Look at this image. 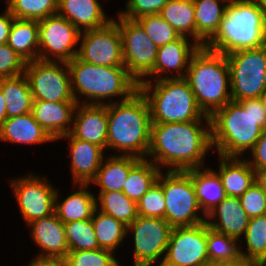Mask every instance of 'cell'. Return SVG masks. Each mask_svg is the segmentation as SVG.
<instances>
[{
	"label": "cell",
	"mask_w": 266,
	"mask_h": 266,
	"mask_svg": "<svg viewBox=\"0 0 266 266\" xmlns=\"http://www.w3.org/2000/svg\"><path fill=\"white\" fill-rule=\"evenodd\" d=\"M211 149L210 120L151 123L146 159L160 169L165 167L168 171H186L202 168Z\"/></svg>",
	"instance_id": "obj_1"
},
{
	"label": "cell",
	"mask_w": 266,
	"mask_h": 266,
	"mask_svg": "<svg viewBox=\"0 0 266 266\" xmlns=\"http://www.w3.org/2000/svg\"><path fill=\"white\" fill-rule=\"evenodd\" d=\"M211 143L224 157H245L266 130V110L259 98L231 101L211 116Z\"/></svg>",
	"instance_id": "obj_2"
},
{
	"label": "cell",
	"mask_w": 266,
	"mask_h": 266,
	"mask_svg": "<svg viewBox=\"0 0 266 266\" xmlns=\"http://www.w3.org/2000/svg\"><path fill=\"white\" fill-rule=\"evenodd\" d=\"M107 150L146 159L150 147L151 116L140 90L130 98L107 104Z\"/></svg>",
	"instance_id": "obj_3"
},
{
	"label": "cell",
	"mask_w": 266,
	"mask_h": 266,
	"mask_svg": "<svg viewBox=\"0 0 266 266\" xmlns=\"http://www.w3.org/2000/svg\"><path fill=\"white\" fill-rule=\"evenodd\" d=\"M67 65L71 92L78 104L106 105L115 102V97H119L118 101L126 100L139 90L125 66H98L77 56Z\"/></svg>",
	"instance_id": "obj_4"
},
{
	"label": "cell",
	"mask_w": 266,
	"mask_h": 266,
	"mask_svg": "<svg viewBox=\"0 0 266 266\" xmlns=\"http://www.w3.org/2000/svg\"><path fill=\"white\" fill-rule=\"evenodd\" d=\"M266 44V19L258 0H230L215 34L204 48L229 54Z\"/></svg>",
	"instance_id": "obj_5"
},
{
	"label": "cell",
	"mask_w": 266,
	"mask_h": 266,
	"mask_svg": "<svg viewBox=\"0 0 266 266\" xmlns=\"http://www.w3.org/2000/svg\"><path fill=\"white\" fill-rule=\"evenodd\" d=\"M185 79L205 115L232 101L226 54L200 47L190 58Z\"/></svg>",
	"instance_id": "obj_6"
},
{
	"label": "cell",
	"mask_w": 266,
	"mask_h": 266,
	"mask_svg": "<svg viewBox=\"0 0 266 266\" xmlns=\"http://www.w3.org/2000/svg\"><path fill=\"white\" fill-rule=\"evenodd\" d=\"M149 108L151 123H181L210 120L196 103L185 78L150 80L139 84Z\"/></svg>",
	"instance_id": "obj_7"
},
{
	"label": "cell",
	"mask_w": 266,
	"mask_h": 266,
	"mask_svg": "<svg viewBox=\"0 0 266 266\" xmlns=\"http://www.w3.org/2000/svg\"><path fill=\"white\" fill-rule=\"evenodd\" d=\"M157 182L162 186L165 196L164 220L172 228L194 226L206 221L187 171H161Z\"/></svg>",
	"instance_id": "obj_8"
},
{
	"label": "cell",
	"mask_w": 266,
	"mask_h": 266,
	"mask_svg": "<svg viewBox=\"0 0 266 266\" xmlns=\"http://www.w3.org/2000/svg\"><path fill=\"white\" fill-rule=\"evenodd\" d=\"M232 101L259 98L266 90V44L226 54Z\"/></svg>",
	"instance_id": "obj_9"
},
{
	"label": "cell",
	"mask_w": 266,
	"mask_h": 266,
	"mask_svg": "<svg viewBox=\"0 0 266 266\" xmlns=\"http://www.w3.org/2000/svg\"><path fill=\"white\" fill-rule=\"evenodd\" d=\"M117 16L118 19L113 18V21L118 25L122 39L124 66L140 84L153 72L159 47L136 20L123 18L118 13Z\"/></svg>",
	"instance_id": "obj_10"
},
{
	"label": "cell",
	"mask_w": 266,
	"mask_h": 266,
	"mask_svg": "<svg viewBox=\"0 0 266 266\" xmlns=\"http://www.w3.org/2000/svg\"><path fill=\"white\" fill-rule=\"evenodd\" d=\"M24 74L33 100L76 102L71 92L70 72L66 62L29 61L26 62Z\"/></svg>",
	"instance_id": "obj_11"
},
{
	"label": "cell",
	"mask_w": 266,
	"mask_h": 266,
	"mask_svg": "<svg viewBox=\"0 0 266 266\" xmlns=\"http://www.w3.org/2000/svg\"><path fill=\"white\" fill-rule=\"evenodd\" d=\"M172 227L162 218L139 216L127 226V235H133V265L161 266L169 243ZM163 257V258H162Z\"/></svg>",
	"instance_id": "obj_12"
},
{
	"label": "cell",
	"mask_w": 266,
	"mask_h": 266,
	"mask_svg": "<svg viewBox=\"0 0 266 266\" xmlns=\"http://www.w3.org/2000/svg\"><path fill=\"white\" fill-rule=\"evenodd\" d=\"M10 185L26 225L54 213L57 189L46 176L30 172L10 179Z\"/></svg>",
	"instance_id": "obj_13"
},
{
	"label": "cell",
	"mask_w": 266,
	"mask_h": 266,
	"mask_svg": "<svg viewBox=\"0 0 266 266\" xmlns=\"http://www.w3.org/2000/svg\"><path fill=\"white\" fill-rule=\"evenodd\" d=\"M39 60L66 62L78 55L80 31L58 14L38 21Z\"/></svg>",
	"instance_id": "obj_14"
},
{
	"label": "cell",
	"mask_w": 266,
	"mask_h": 266,
	"mask_svg": "<svg viewBox=\"0 0 266 266\" xmlns=\"http://www.w3.org/2000/svg\"><path fill=\"white\" fill-rule=\"evenodd\" d=\"M209 262L207 223L174 227L161 266H195Z\"/></svg>",
	"instance_id": "obj_15"
},
{
	"label": "cell",
	"mask_w": 266,
	"mask_h": 266,
	"mask_svg": "<svg viewBox=\"0 0 266 266\" xmlns=\"http://www.w3.org/2000/svg\"><path fill=\"white\" fill-rule=\"evenodd\" d=\"M79 42L80 60L98 66H124L122 39L113 20L102 28L82 31Z\"/></svg>",
	"instance_id": "obj_16"
},
{
	"label": "cell",
	"mask_w": 266,
	"mask_h": 266,
	"mask_svg": "<svg viewBox=\"0 0 266 266\" xmlns=\"http://www.w3.org/2000/svg\"><path fill=\"white\" fill-rule=\"evenodd\" d=\"M192 41L188 37L180 36L177 40L159 47L153 72L143 82L150 81L151 77L154 79V76L155 80L185 78L190 58L200 48ZM168 72L175 75H168Z\"/></svg>",
	"instance_id": "obj_17"
},
{
	"label": "cell",
	"mask_w": 266,
	"mask_h": 266,
	"mask_svg": "<svg viewBox=\"0 0 266 266\" xmlns=\"http://www.w3.org/2000/svg\"><path fill=\"white\" fill-rule=\"evenodd\" d=\"M31 228V239L40 248L39 259L63 260L68 251V244L64 230V223L56 216L55 212L27 224ZM42 250V251H41Z\"/></svg>",
	"instance_id": "obj_18"
},
{
	"label": "cell",
	"mask_w": 266,
	"mask_h": 266,
	"mask_svg": "<svg viewBox=\"0 0 266 266\" xmlns=\"http://www.w3.org/2000/svg\"><path fill=\"white\" fill-rule=\"evenodd\" d=\"M69 140L70 171L73 185L89 184L96 176L105 156V150L93 143L75 138L71 133L59 137Z\"/></svg>",
	"instance_id": "obj_19"
},
{
	"label": "cell",
	"mask_w": 266,
	"mask_h": 266,
	"mask_svg": "<svg viewBox=\"0 0 266 266\" xmlns=\"http://www.w3.org/2000/svg\"><path fill=\"white\" fill-rule=\"evenodd\" d=\"M70 133L107 151V104H77Z\"/></svg>",
	"instance_id": "obj_20"
},
{
	"label": "cell",
	"mask_w": 266,
	"mask_h": 266,
	"mask_svg": "<svg viewBox=\"0 0 266 266\" xmlns=\"http://www.w3.org/2000/svg\"><path fill=\"white\" fill-rule=\"evenodd\" d=\"M248 222L249 217L244 211L239 197L226 196L206 215V223L209 228L233 237L242 244L240 239L245 234Z\"/></svg>",
	"instance_id": "obj_21"
},
{
	"label": "cell",
	"mask_w": 266,
	"mask_h": 266,
	"mask_svg": "<svg viewBox=\"0 0 266 266\" xmlns=\"http://www.w3.org/2000/svg\"><path fill=\"white\" fill-rule=\"evenodd\" d=\"M77 102L33 100L31 113L38 124L55 140L71 132Z\"/></svg>",
	"instance_id": "obj_22"
},
{
	"label": "cell",
	"mask_w": 266,
	"mask_h": 266,
	"mask_svg": "<svg viewBox=\"0 0 266 266\" xmlns=\"http://www.w3.org/2000/svg\"><path fill=\"white\" fill-rule=\"evenodd\" d=\"M57 14L80 32L102 28L113 20L107 16L99 0H59Z\"/></svg>",
	"instance_id": "obj_23"
},
{
	"label": "cell",
	"mask_w": 266,
	"mask_h": 266,
	"mask_svg": "<svg viewBox=\"0 0 266 266\" xmlns=\"http://www.w3.org/2000/svg\"><path fill=\"white\" fill-rule=\"evenodd\" d=\"M0 141L16 144H42L55 141L36 122L31 112L7 118L0 130Z\"/></svg>",
	"instance_id": "obj_24"
},
{
	"label": "cell",
	"mask_w": 266,
	"mask_h": 266,
	"mask_svg": "<svg viewBox=\"0 0 266 266\" xmlns=\"http://www.w3.org/2000/svg\"><path fill=\"white\" fill-rule=\"evenodd\" d=\"M220 162L218 175L223 184L226 196L240 197L254 183L255 171L246 160L240 157L218 156Z\"/></svg>",
	"instance_id": "obj_25"
},
{
	"label": "cell",
	"mask_w": 266,
	"mask_h": 266,
	"mask_svg": "<svg viewBox=\"0 0 266 266\" xmlns=\"http://www.w3.org/2000/svg\"><path fill=\"white\" fill-rule=\"evenodd\" d=\"M76 187L62 202L57 189L54 212L63 223L91 219L96 209V194L89 190V184Z\"/></svg>",
	"instance_id": "obj_26"
},
{
	"label": "cell",
	"mask_w": 266,
	"mask_h": 266,
	"mask_svg": "<svg viewBox=\"0 0 266 266\" xmlns=\"http://www.w3.org/2000/svg\"><path fill=\"white\" fill-rule=\"evenodd\" d=\"M106 159V160H105ZM140 158L130 155L111 154L106 156L97 171L95 178L89 183L97 185L99 192L122 191L125 187L130 169Z\"/></svg>",
	"instance_id": "obj_27"
},
{
	"label": "cell",
	"mask_w": 266,
	"mask_h": 266,
	"mask_svg": "<svg viewBox=\"0 0 266 266\" xmlns=\"http://www.w3.org/2000/svg\"><path fill=\"white\" fill-rule=\"evenodd\" d=\"M203 168L186 171L192 178L199 206L207 215L226 197V194L217 171L209 167Z\"/></svg>",
	"instance_id": "obj_28"
},
{
	"label": "cell",
	"mask_w": 266,
	"mask_h": 266,
	"mask_svg": "<svg viewBox=\"0 0 266 266\" xmlns=\"http://www.w3.org/2000/svg\"><path fill=\"white\" fill-rule=\"evenodd\" d=\"M230 0H195L196 43L203 47L215 34ZM222 4V5H221Z\"/></svg>",
	"instance_id": "obj_29"
},
{
	"label": "cell",
	"mask_w": 266,
	"mask_h": 266,
	"mask_svg": "<svg viewBox=\"0 0 266 266\" xmlns=\"http://www.w3.org/2000/svg\"><path fill=\"white\" fill-rule=\"evenodd\" d=\"M7 44L26 62L38 60V21L14 18Z\"/></svg>",
	"instance_id": "obj_30"
},
{
	"label": "cell",
	"mask_w": 266,
	"mask_h": 266,
	"mask_svg": "<svg viewBox=\"0 0 266 266\" xmlns=\"http://www.w3.org/2000/svg\"><path fill=\"white\" fill-rule=\"evenodd\" d=\"M0 88L7 103V118L31 112L33 95L24 73L0 79Z\"/></svg>",
	"instance_id": "obj_31"
},
{
	"label": "cell",
	"mask_w": 266,
	"mask_h": 266,
	"mask_svg": "<svg viewBox=\"0 0 266 266\" xmlns=\"http://www.w3.org/2000/svg\"><path fill=\"white\" fill-rule=\"evenodd\" d=\"M159 15L170 24L180 36L196 42L194 3L184 0H169Z\"/></svg>",
	"instance_id": "obj_32"
},
{
	"label": "cell",
	"mask_w": 266,
	"mask_h": 266,
	"mask_svg": "<svg viewBox=\"0 0 266 266\" xmlns=\"http://www.w3.org/2000/svg\"><path fill=\"white\" fill-rule=\"evenodd\" d=\"M161 171L150 160L140 159L130 169L122 192L129 199L138 203L141 197L157 182Z\"/></svg>",
	"instance_id": "obj_33"
},
{
	"label": "cell",
	"mask_w": 266,
	"mask_h": 266,
	"mask_svg": "<svg viewBox=\"0 0 266 266\" xmlns=\"http://www.w3.org/2000/svg\"><path fill=\"white\" fill-rule=\"evenodd\" d=\"M91 220L100 248L116 254L117 247H120L126 237H129L127 236V226L97 209H95Z\"/></svg>",
	"instance_id": "obj_34"
},
{
	"label": "cell",
	"mask_w": 266,
	"mask_h": 266,
	"mask_svg": "<svg viewBox=\"0 0 266 266\" xmlns=\"http://www.w3.org/2000/svg\"><path fill=\"white\" fill-rule=\"evenodd\" d=\"M96 209L129 226L138 217L137 203L122 191L99 192Z\"/></svg>",
	"instance_id": "obj_35"
},
{
	"label": "cell",
	"mask_w": 266,
	"mask_h": 266,
	"mask_svg": "<svg viewBox=\"0 0 266 266\" xmlns=\"http://www.w3.org/2000/svg\"><path fill=\"white\" fill-rule=\"evenodd\" d=\"M247 250L243 251L239 243L240 256L256 263L266 266V214L249 218L244 237Z\"/></svg>",
	"instance_id": "obj_36"
},
{
	"label": "cell",
	"mask_w": 266,
	"mask_h": 266,
	"mask_svg": "<svg viewBox=\"0 0 266 266\" xmlns=\"http://www.w3.org/2000/svg\"><path fill=\"white\" fill-rule=\"evenodd\" d=\"M59 0H6V8L17 19L42 20L57 14Z\"/></svg>",
	"instance_id": "obj_37"
},
{
	"label": "cell",
	"mask_w": 266,
	"mask_h": 266,
	"mask_svg": "<svg viewBox=\"0 0 266 266\" xmlns=\"http://www.w3.org/2000/svg\"><path fill=\"white\" fill-rule=\"evenodd\" d=\"M69 251L101 249L91 219L64 223Z\"/></svg>",
	"instance_id": "obj_38"
},
{
	"label": "cell",
	"mask_w": 266,
	"mask_h": 266,
	"mask_svg": "<svg viewBox=\"0 0 266 266\" xmlns=\"http://www.w3.org/2000/svg\"><path fill=\"white\" fill-rule=\"evenodd\" d=\"M238 242L237 239L216 232L207 225V252L210 263L232 261L240 257Z\"/></svg>",
	"instance_id": "obj_39"
},
{
	"label": "cell",
	"mask_w": 266,
	"mask_h": 266,
	"mask_svg": "<svg viewBox=\"0 0 266 266\" xmlns=\"http://www.w3.org/2000/svg\"><path fill=\"white\" fill-rule=\"evenodd\" d=\"M115 253L106 249L68 251L64 266H117Z\"/></svg>",
	"instance_id": "obj_40"
},
{
	"label": "cell",
	"mask_w": 266,
	"mask_h": 266,
	"mask_svg": "<svg viewBox=\"0 0 266 266\" xmlns=\"http://www.w3.org/2000/svg\"><path fill=\"white\" fill-rule=\"evenodd\" d=\"M155 45L161 47L177 40L179 33L159 14L144 15L136 19Z\"/></svg>",
	"instance_id": "obj_41"
},
{
	"label": "cell",
	"mask_w": 266,
	"mask_h": 266,
	"mask_svg": "<svg viewBox=\"0 0 266 266\" xmlns=\"http://www.w3.org/2000/svg\"><path fill=\"white\" fill-rule=\"evenodd\" d=\"M166 202L162 186L156 182L138 201L137 213L142 217H165Z\"/></svg>",
	"instance_id": "obj_42"
},
{
	"label": "cell",
	"mask_w": 266,
	"mask_h": 266,
	"mask_svg": "<svg viewBox=\"0 0 266 266\" xmlns=\"http://www.w3.org/2000/svg\"><path fill=\"white\" fill-rule=\"evenodd\" d=\"M169 0H128L125 3V11L118 14L129 20H136L144 15L159 14Z\"/></svg>",
	"instance_id": "obj_43"
},
{
	"label": "cell",
	"mask_w": 266,
	"mask_h": 266,
	"mask_svg": "<svg viewBox=\"0 0 266 266\" xmlns=\"http://www.w3.org/2000/svg\"><path fill=\"white\" fill-rule=\"evenodd\" d=\"M239 199L249 218L266 214V192L256 182Z\"/></svg>",
	"instance_id": "obj_44"
},
{
	"label": "cell",
	"mask_w": 266,
	"mask_h": 266,
	"mask_svg": "<svg viewBox=\"0 0 266 266\" xmlns=\"http://www.w3.org/2000/svg\"><path fill=\"white\" fill-rule=\"evenodd\" d=\"M26 61L8 44H0V79L24 73Z\"/></svg>",
	"instance_id": "obj_45"
},
{
	"label": "cell",
	"mask_w": 266,
	"mask_h": 266,
	"mask_svg": "<svg viewBox=\"0 0 266 266\" xmlns=\"http://www.w3.org/2000/svg\"><path fill=\"white\" fill-rule=\"evenodd\" d=\"M250 152L251 156L246 160L254 171L266 167V130L262 132L261 137L256 141L249 154Z\"/></svg>",
	"instance_id": "obj_46"
},
{
	"label": "cell",
	"mask_w": 266,
	"mask_h": 266,
	"mask_svg": "<svg viewBox=\"0 0 266 266\" xmlns=\"http://www.w3.org/2000/svg\"><path fill=\"white\" fill-rule=\"evenodd\" d=\"M13 20L14 17L5 8L4 12L0 14V44H7Z\"/></svg>",
	"instance_id": "obj_47"
},
{
	"label": "cell",
	"mask_w": 266,
	"mask_h": 266,
	"mask_svg": "<svg viewBox=\"0 0 266 266\" xmlns=\"http://www.w3.org/2000/svg\"><path fill=\"white\" fill-rule=\"evenodd\" d=\"M213 266H259V265L240 256L232 261H222L214 263Z\"/></svg>",
	"instance_id": "obj_48"
},
{
	"label": "cell",
	"mask_w": 266,
	"mask_h": 266,
	"mask_svg": "<svg viewBox=\"0 0 266 266\" xmlns=\"http://www.w3.org/2000/svg\"><path fill=\"white\" fill-rule=\"evenodd\" d=\"M26 266H64L63 260L32 258Z\"/></svg>",
	"instance_id": "obj_49"
},
{
	"label": "cell",
	"mask_w": 266,
	"mask_h": 266,
	"mask_svg": "<svg viewBox=\"0 0 266 266\" xmlns=\"http://www.w3.org/2000/svg\"><path fill=\"white\" fill-rule=\"evenodd\" d=\"M255 182L266 192V167L255 171Z\"/></svg>",
	"instance_id": "obj_50"
},
{
	"label": "cell",
	"mask_w": 266,
	"mask_h": 266,
	"mask_svg": "<svg viewBox=\"0 0 266 266\" xmlns=\"http://www.w3.org/2000/svg\"><path fill=\"white\" fill-rule=\"evenodd\" d=\"M6 106H7V103L0 88V130L3 126V123L7 119Z\"/></svg>",
	"instance_id": "obj_51"
},
{
	"label": "cell",
	"mask_w": 266,
	"mask_h": 266,
	"mask_svg": "<svg viewBox=\"0 0 266 266\" xmlns=\"http://www.w3.org/2000/svg\"><path fill=\"white\" fill-rule=\"evenodd\" d=\"M261 10L264 13L265 19H266V0H258Z\"/></svg>",
	"instance_id": "obj_52"
},
{
	"label": "cell",
	"mask_w": 266,
	"mask_h": 266,
	"mask_svg": "<svg viewBox=\"0 0 266 266\" xmlns=\"http://www.w3.org/2000/svg\"><path fill=\"white\" fill-rule=\"evenodd\" d=\"M259 99L266 110V90L260 95Z\"/></svg>",
	"instance_id": "obj_53"
},
{
	"label": "cell",
	"mask_w": 266,
	"mask_h": 266,
	"mask_svg": "<svg viewBox=\"0 0 266 266\" xmlns=\"http://www.w3.org/2000/svg\"><path fill=\"white\" fill-rule=\"evenodd\" d=\"M195 266H213V263L205 262V263H202V264H199V265H195Z\"/></svg>",
	"instance_id": "obj_54"
}]
</instances>
